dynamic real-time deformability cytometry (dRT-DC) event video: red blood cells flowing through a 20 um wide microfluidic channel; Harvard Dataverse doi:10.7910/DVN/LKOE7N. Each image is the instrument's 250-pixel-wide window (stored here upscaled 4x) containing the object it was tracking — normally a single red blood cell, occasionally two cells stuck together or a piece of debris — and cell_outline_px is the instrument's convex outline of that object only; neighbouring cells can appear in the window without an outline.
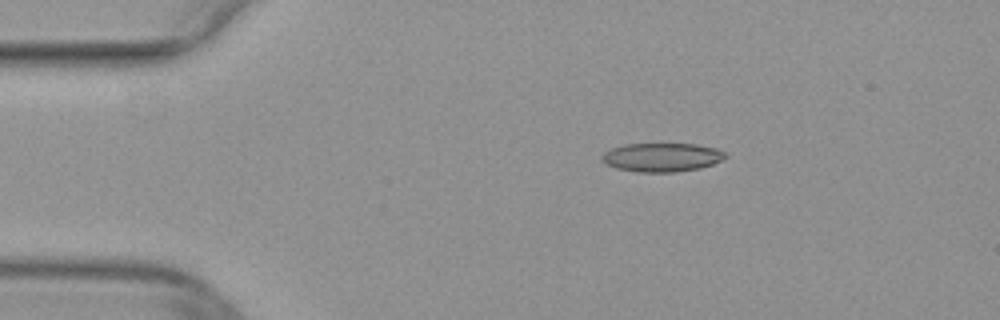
{"species": "common noctule bat (a hibernating species)", "species_latin": "Nyctalus noctula", "temperature_condition": "warm", "stored_images_in_passage": 42, "camera_frame_rate_fps": 3000, "um_per_image_px": 0.085, "animal": {"sex": "female", "body_mass_g": 29.2, "forearm_length_mm": 56.3}, "frame": {"image": 1, "passage_image": 1, "time_ms": 0.0, "image_size_px": [1000, 320], "cell_outline_px": [[728, 156], [712, 164], [700, 168], [676, 172], [636, 172], [616, 168], [600, 160], [600, 156], [604, 152], [612, 148], [624, 144], [696, 144], [716, 148], [724, 152]], "centroid_in_image_um": [56.23, 13.37], "position_along_channel_um": 28.8, "area_um2": 20.69}}
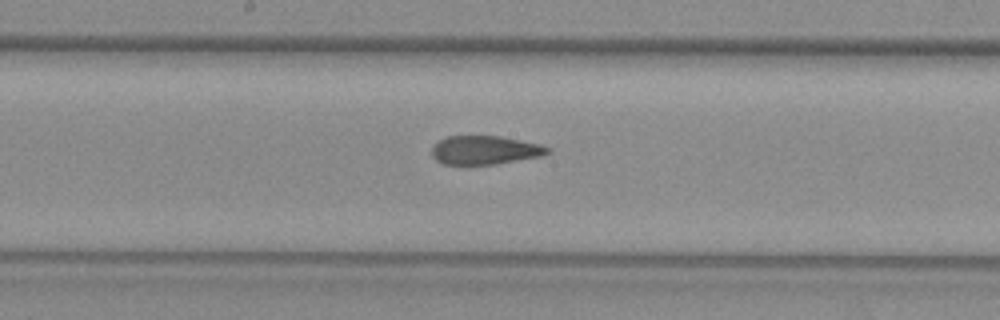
{"frame": {"image": 2, "passage_image": 18, "time_ms": 5.667, "image_size_px": [1000, 320], "cell_outline_px": [[552, 152], [544, 156], [496, 164], [468, 168], [444, 164], [436, 160], [432, 156], [432, 148], [440, 140], [448, 136], [500, 136], [540, 144], [552, 148]], "centroid_in_image_um": [41.24, 12.81], "position_along_channel_um": 207.0, "area_um2": 20.17}}
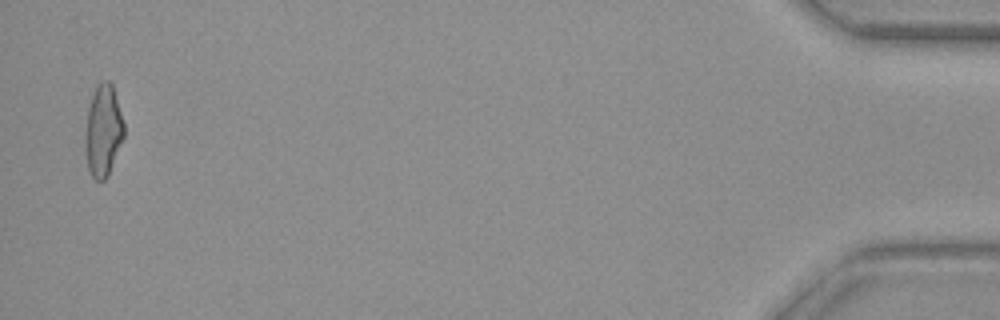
{"frame": {"image": 3, "passage_image": 41, "time_ms": 13.333, "image_size_px": [1000, 320], "cell_outline_px": [[124, 136], [108, 176], [104, 180], [96, 180], [92, 176], [88, 168], [84, 148], [84, 136], [88, 108], [96, 84], [100, 80], [108, 80], [112, 84], [124, 124]], "centroid_in_image_um": [8.75, 11.1], "position_along_channel_um": 426.5, "area_um2": 20.81}}